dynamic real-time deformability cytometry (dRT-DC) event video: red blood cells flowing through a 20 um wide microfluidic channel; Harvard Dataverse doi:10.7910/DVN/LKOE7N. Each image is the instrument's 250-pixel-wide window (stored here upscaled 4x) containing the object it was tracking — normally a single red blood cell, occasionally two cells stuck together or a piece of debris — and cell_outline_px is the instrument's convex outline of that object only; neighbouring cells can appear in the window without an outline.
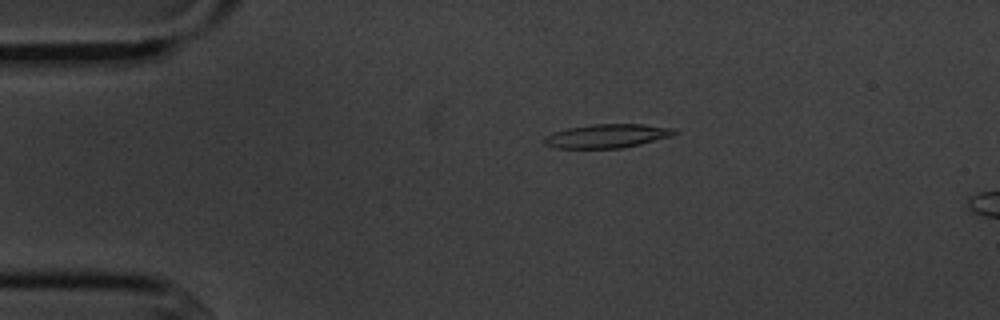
{"species": "common noctule bat (a hibernating species)", "species_latin": "Nyctalus noctula", "temperature_condition": "cold", "stored_images_in_passage": 3, "camera_frame_rate_fps": 3000, "um_per_image_px": 0.085, "animal": {"sex": "male", "body_mass_g": 20.1, "forearm_length_mm": 53.5}, "frame": {"image": 1, "passage_image": 1, "time_ms": 0.0, "image_size_px": [1000, 320], "cell_outline_px": [[680, 132], [672, 136], [640, 144], [620, 148], [556, 148], [544, 144], [544, 136], [552, 132], [568, 128], [592, 124], [644, 124], [672, 128]], "centroid_in_image_um": [51.6, 11.55], "position_along_channel_um": 33.4, "area_um2": 18.09}}